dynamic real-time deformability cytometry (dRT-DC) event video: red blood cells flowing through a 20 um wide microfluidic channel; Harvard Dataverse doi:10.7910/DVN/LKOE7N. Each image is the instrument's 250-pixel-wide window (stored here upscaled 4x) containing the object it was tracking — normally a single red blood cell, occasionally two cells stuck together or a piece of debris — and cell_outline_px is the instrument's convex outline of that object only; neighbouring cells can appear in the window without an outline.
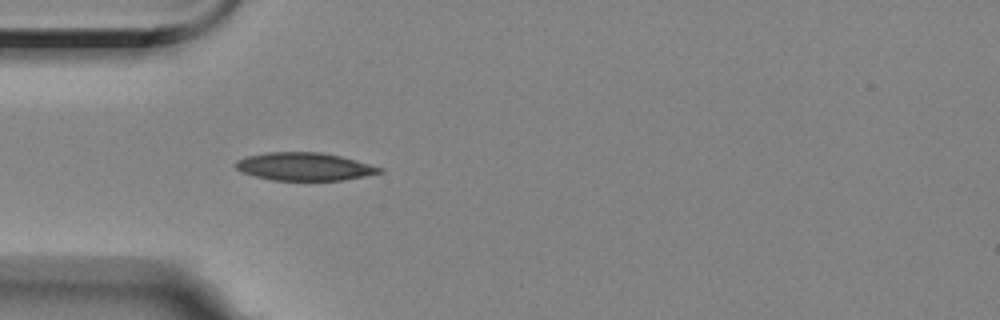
{"species": "Egyptian fruit bat (a non-hibernating species)", "species_latin": "Rousettus aegyptiacus", "temperature_condition": "room temperature", "stored_images_in_passage": 3, "camera_frame_rate_fps": 3000, "um_per_image_px": 0.085, "animal": {"sex": "female"}, "frame": {"image": 1, "passage_image": 3, "time_ms": 3.333, "image_size_px": [1000, 320], "cell_outline_px": [[384, 172], [344, 180], [272, 180], [240, 172], [232, 164], [236, 160], [248, 156], [268, 152], [320, 152], [340, 156], [356, 160], [384, 168]], "centroid_in_image_um": [25.86, 14.16], "position_along_channel_um": 59.1, "area_um2": 23.47}}